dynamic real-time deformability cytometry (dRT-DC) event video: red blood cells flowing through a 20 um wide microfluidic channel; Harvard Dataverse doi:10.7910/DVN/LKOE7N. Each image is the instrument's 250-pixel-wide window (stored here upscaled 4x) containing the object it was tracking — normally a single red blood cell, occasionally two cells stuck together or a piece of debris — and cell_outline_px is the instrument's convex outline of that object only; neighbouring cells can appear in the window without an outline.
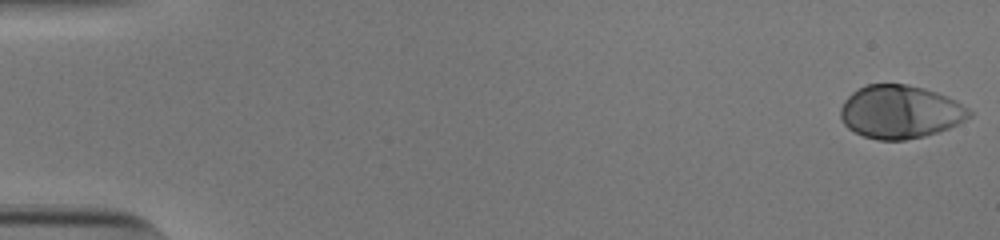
{"species": "human", "species_latin": "Homo sapiens", "temperature_condition": "cold", "stored_images_in_passage": 54, "camera_frame_rate_fps": 3000, "um_per_image_px": 0.085, "donor": {"sex": "male"}, "frame": {"image": 1, "passage_image": 1, "time_ms": 0.0, "image_size_px": [1000, 240], "cell_outline_px": [[972, 116], [948, 128], [924, 136], [904, 140], [876, 140], [864, 136], [848, 128], [844, 124], [840, 116], [840, 108], [844, 100], [852, 92], [864, 84], [908, 84], [924, 88], [948, 96], [956, 100], [968, 108], [972, 112]], "centroid_in_image_um": [76.5, 9.5], "position_along_channel_um": 8.5, "area_um2": 40.0}}
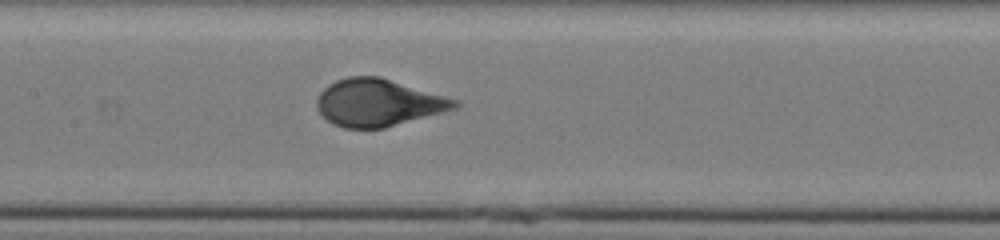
{"frame": {"image": 2, "passage_image": 27, "time_ms": 8.667, "image_size_px": [1000, 240], "cell_outline_px": [[460, 104], [456, 108], [384, 128], [344, 128], [332, 124], [316, 108], [316, 100], [320, 92], [328, 84], [336, 80], [348, 76], [380, 76], [460, 100]], "centroid_in_image_um": [32.14, 8.71], "position_along_channel_um": 175.3, "area_um2": 37.97}}
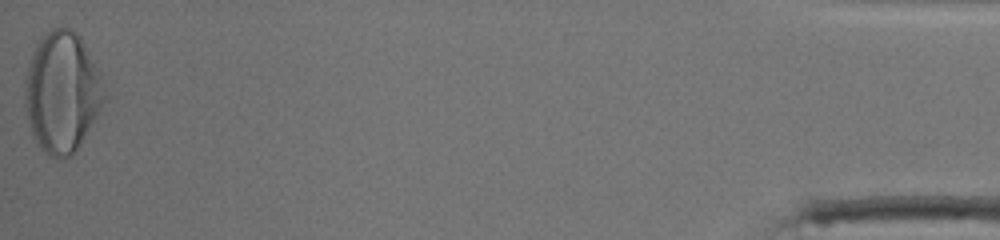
{"frame": {"image": 3, "passage_image": 54, "time_ms": 17.667, "image_size_px": [1000, 240], "cell_outline_px": [[108, 96], [76, 152], [68, 156], [48, 156], [36, 144], [32, 136], [24, 104], [24, 92], [28, 64], [32, 52], [40, 36], [52, 28], [68, 28], [76, 32], [80, 36], [100, 72]], "centroid_in_image_um": [5.28, 7.83], "position_along_channel_um": 429.9, "area_um2": 56.24}}